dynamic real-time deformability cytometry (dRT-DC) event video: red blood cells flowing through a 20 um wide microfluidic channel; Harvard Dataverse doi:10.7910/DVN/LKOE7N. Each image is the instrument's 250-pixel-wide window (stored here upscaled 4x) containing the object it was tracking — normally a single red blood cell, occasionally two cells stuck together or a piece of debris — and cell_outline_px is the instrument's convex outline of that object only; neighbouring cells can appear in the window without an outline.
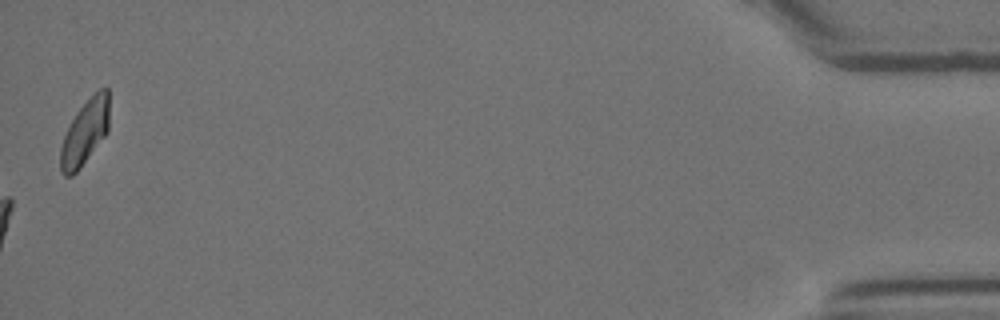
{"species": "Egyptian fruit bat (a non-hibernating species)", "species_latin": "Rousettus aegyptiacus", "temperature_condition": "room temperature", "stored_images_in_passage": 48, "camera_frame_rate_fps": 3000, "um_per_image_px": 0.085, "animal": {"sex": "female"}, "frame": {"image": 1, "passage_image": 48, "time_ms": 15.667, "image_size_px": [1000, 320], "cell_outline_px": [[108, 132], [80, 168], [72, 176], [64, 176], [60, 172], [60, 148], [64, 136], [76, 112], [100, 88], [108, 88]], "centroid_in_image_um": [7.2, 11.3], "position_along_channel_um": 428.0, "area_um2": 18.21}, "authors_computed_cell_mechanics": {"area_um2": 21.6172, "velocity_mm_per_s": 3.5924, "shape_relaxation_time_tau1_ms": null, "shape_relaxation_time_tau2_ms": 6.2255, "deformation_change_tau1": null, "deformation_change_tau2": 0.1868}}